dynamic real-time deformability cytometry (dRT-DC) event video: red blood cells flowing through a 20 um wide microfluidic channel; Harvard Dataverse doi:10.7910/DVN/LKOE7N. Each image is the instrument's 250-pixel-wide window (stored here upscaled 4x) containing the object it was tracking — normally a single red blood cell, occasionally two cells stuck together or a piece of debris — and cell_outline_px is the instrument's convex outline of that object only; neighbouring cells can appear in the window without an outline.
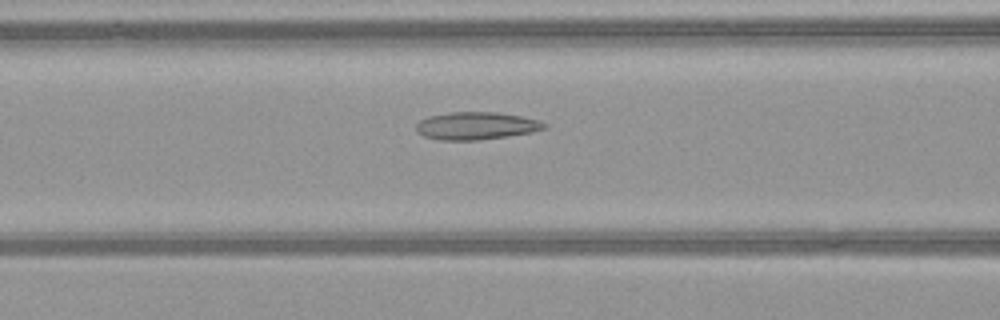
{"species": "common noctule bat (a hibernating species)", "species_latin": "Nyctalus noctula", "temperature_condition": "warm", "stored_images_in_passage": 34, "camera_frame_rate_fps": 3000, "um_per_image_px": 0.085, "animal": {"sex": "female", "body_mass_g": 21.9}, "frame": {"image": 1, "passage_image": 5, "time_ms": 1.333, "image_size_px": [1000, 320], "cell_outline_px": [[548, 124], [544, 128], [532, 132], [508, 136], [480, 140], [440, 140], [424, 136], [416, 132], [416, 124], [420, 120], [428, 116], [448, 112], [496, 112], [520, 116], [540, 120]], "centroid_in_image_um": [40.46, 10.69], "position_along_channel_um": 126.1, "area_um2": 20.69}}
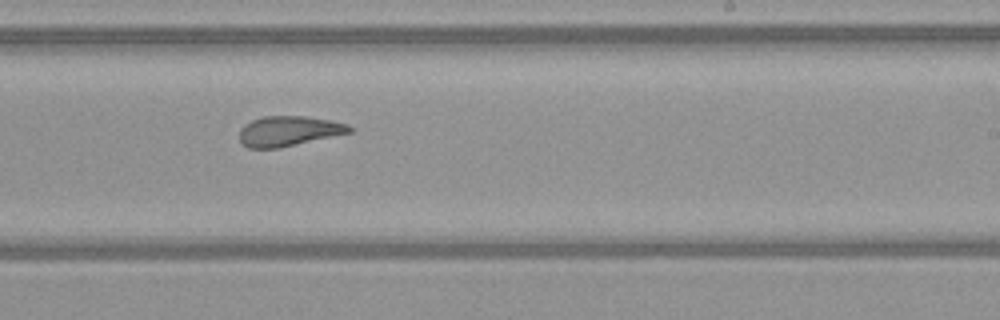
{"frame": {"image": 2, "passage_image": 15, "time_ms": 4.667, "image_size_px": [1000, 320], "cell_outline_px": [[352, 132], [280, 148], [248, 148], [240, 140], [240, 128], [244, 124], [252, 120], [264, 116], [308, 116], [348, 124], [352, 128]], "centroid_in_image_um": [24.53, 11.14], "position_along_channel_um": 264.5, "area_um2": 19.25}}
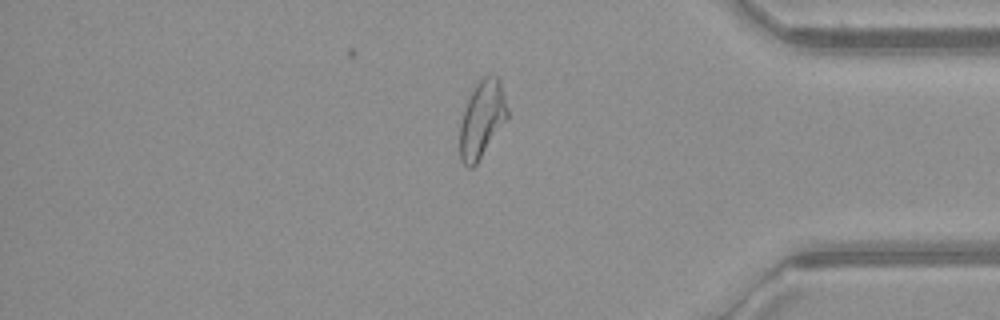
{"frame": {"image": 3, "passage_image": 26, "time_ms": 8.333, "image_size_px": [1000, 320], "cell_outline_px": [[508, 120], [476, 164], [472, 168], [468, 168], [460, 160], [460, 124], [464, 108], [472, 84], [484, 76], [496, 76], [500, 80], [504, 92], [508, 108]], "centroid_in_image_um": [40.97, 10.1], "position_along_channel_um": 394.2, "area_um2": 21.91}, "authors_computed_cell_mechanics": {"area_um2": 20.5479, "velocity_mm_per_s": 4.1517, "shape_relaxation_time_tau1_ms": null, "shape_relaxation_time_tau2_ms": 2.6003, "deformation_change_tau1": null, "deformation_change_tau2": 0.104}}